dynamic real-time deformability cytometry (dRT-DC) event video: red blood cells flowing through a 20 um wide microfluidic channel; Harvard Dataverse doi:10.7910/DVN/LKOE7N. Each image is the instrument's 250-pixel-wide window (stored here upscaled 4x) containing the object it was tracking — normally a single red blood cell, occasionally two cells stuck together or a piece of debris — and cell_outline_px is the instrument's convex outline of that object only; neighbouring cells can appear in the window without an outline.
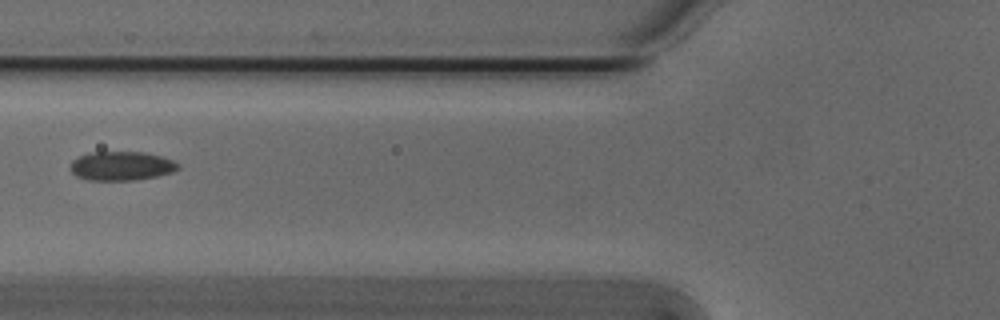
{"species": "Egyptian fruit bat (a non-hibernating species)", "species_latin": "Rousettus aegyptiacus", "temperature_condition": "cold", "stored_images_in_passage": 2, "camera_frame_rate_fps": 3000, "um_per_image_px": 0.085, "animal": {"sex": "male"}, "frame": {"image": 1, "passage_image": 2, "time_ms": 0.333, "image_size_px": [1000, 320], "cell_outline_px": [[180, 168], [172, 172], [156, 176], [136, 180], [88, 180], [76, 176], [68, 168], [72, 160], [80, 156], [92, 152], [144, 152], [160, 156], [172, 160], [180, 164]], "centroid_in_image_um": [10.3, 14.11], "position_along_channel_um": 115.5, "area_um2": 18.26}}